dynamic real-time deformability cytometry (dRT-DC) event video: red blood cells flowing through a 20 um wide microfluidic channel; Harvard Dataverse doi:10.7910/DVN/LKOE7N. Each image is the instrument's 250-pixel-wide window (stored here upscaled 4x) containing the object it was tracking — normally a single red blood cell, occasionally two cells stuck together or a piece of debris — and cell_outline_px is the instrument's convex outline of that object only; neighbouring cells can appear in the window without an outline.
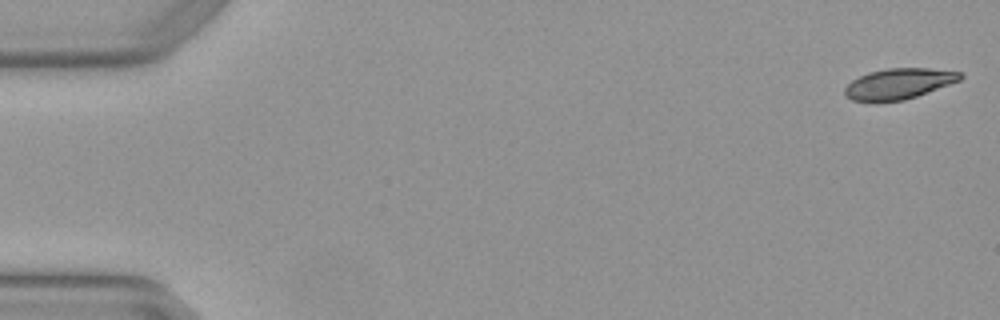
{"species": "Egyptian fruit bat (a non-hibernating species)", "species_latin": "Rousettus aegyptiacus", "temperature_condition": "warm", "stored_images_in_passage": 4, "camera_frame_rate_fps": 3000, "um_per_image_px": 0.085, "animal": {"sex": "female"}, "frame": {"image": 1, "passage_image": 1, "time_ms": 0.0, "image_size_px": [1000, 320], "cell_outline_px": [[964, 76], [960, 80], [916, 96], [904, 100], [876, 104], [852, 100], [844, 96], [844, 88], [852, 80], [868, 72], [888, 68], [928, 68], [964, 72]], "centroid_in_image_um": [76.35, 7.14], "position_along_channel_um": 8.7, "area_um2": 21.1}}
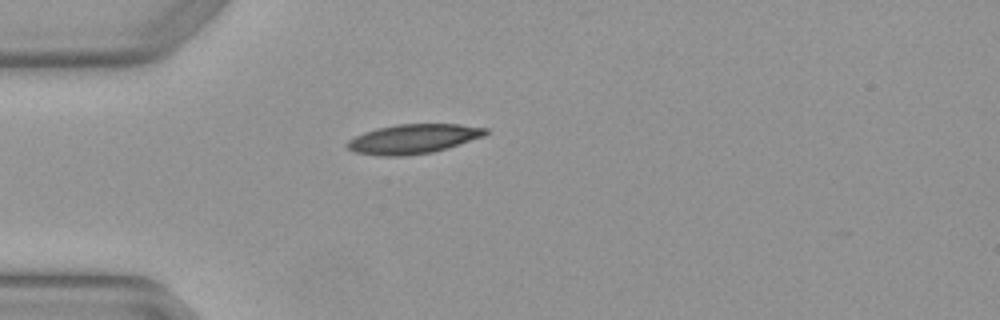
{"frame": {"image": 2, "passage_image": 4, "time_ms": 1.0, "image_size_px": [1000, 320], "cell_outline_px": [[488, 132], [484, 136], [432, 152], [400, 156], [380, 156], [356, 152], [348, 148], [344, 144], [348, 140], [364, 132], [376, 128], [396, 124], [460, 124], [488, 128]], "centroid_in_image_um": [35.1, 11.79], "position_along_channel_um": 49.9, "area_um2": 23.58}}